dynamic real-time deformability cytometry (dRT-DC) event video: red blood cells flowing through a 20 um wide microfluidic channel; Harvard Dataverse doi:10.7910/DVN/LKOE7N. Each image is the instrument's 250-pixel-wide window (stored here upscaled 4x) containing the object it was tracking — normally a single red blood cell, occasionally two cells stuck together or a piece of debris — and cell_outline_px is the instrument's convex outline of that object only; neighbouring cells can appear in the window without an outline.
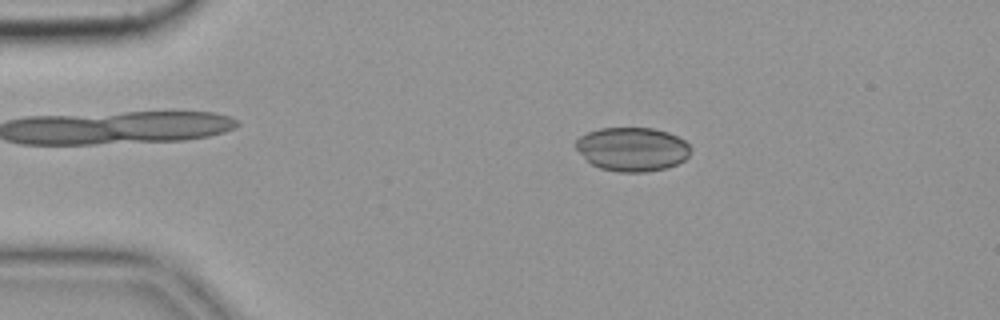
{"species": "common noctule bat (a hibernating species)", "species_latin": "Nyctalus noctula", "temperature_condition": "cold", "stored_images_in_passage": 6, "camera_frame_rate_fps": 3000, "um_per_image_px": 0.085, "animal": {"sex": "female", "body_mass_g": 19.9}, "frame": {"image": 1, "passage_image": 3, "time_ms": 0.667, "image_size_px": [1000, 320], "cell_outline_px": [[688, 156], [684, 160], [668, 168], [648, 172], [616, 172], [600, 168], [592, 164], [576, 148], [576, 140], [580, 136], [588, 132], [600, 128], [652, 128], [668, 132], [684, 140], [688, 144]], "centroid_in_image_um": [53.74, 12.69], "position_along_channel_um": 31.3, "area_um2": 29.19}}
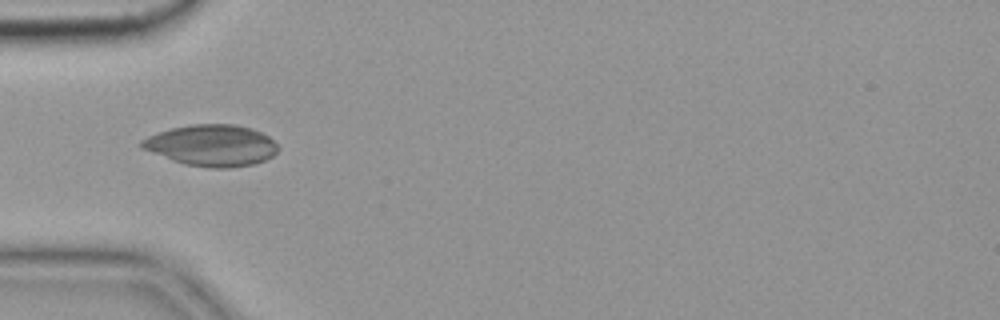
{"frame": {"image": 2, "passage_image": 5, "time_ms": 1.333, "image_size_px": [1000, 320], "cell_outline_px": [[280, 148], [272, 156], [264, 160], [252, 164], [232, 168], [208, 168], [184, 164], [172, 160], [140, 148], [140, 140], [156, 132], [172, 128], [192, 124], [236, 124], [252, 128], [268, 136]], "centroid_in_image_um": [17.97, 12.36], "position_along_channel_um": 67.0, "area_um2": 33.0}}